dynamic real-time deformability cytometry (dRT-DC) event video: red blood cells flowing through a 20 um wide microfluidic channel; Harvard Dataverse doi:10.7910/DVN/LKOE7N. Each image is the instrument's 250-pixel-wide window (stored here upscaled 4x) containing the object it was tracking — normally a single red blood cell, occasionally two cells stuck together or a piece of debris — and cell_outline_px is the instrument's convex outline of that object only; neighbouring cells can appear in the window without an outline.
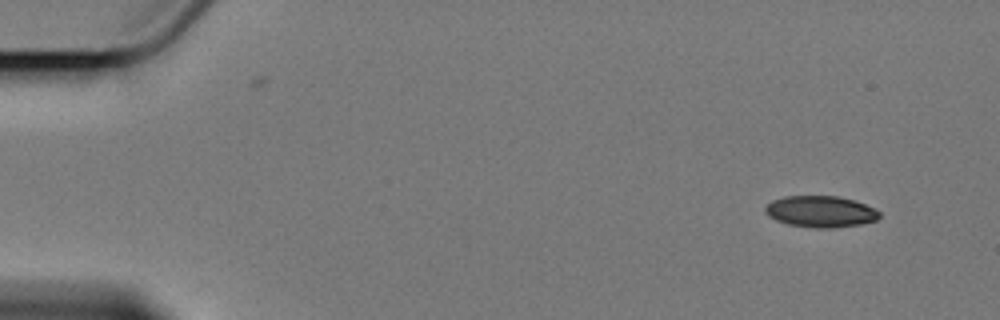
{"species": "Egyptian fruit bat (a non-hibernating species)", "species_latin": "Rousettus aegyptiacus", "temperature_condition": "cold", "stored_images_in_passage": 6, "camera_frame_rate_fps": 3000, "um_per_image_px": 0.085, "animal": {"sex": "female"}, "frame": {"image": 1, "passage_image": 2, "time_ms": 1.333, "image_size_px": [1000, 320], "cell_outline_px": [[880, 216], [876, 220], [860, 224], [836, 228], [812, 228], [788, 224], [776, 220], [768, 216], [764, 212], [764, 208], [772, 200], [784, 196], [836, 196], [852, 200], [864, 204], [880, 212]], "centroid_in_image_um": [69.71, 17.99], "position_along_channel_um": 15.3, "area_um2": 20.87}}
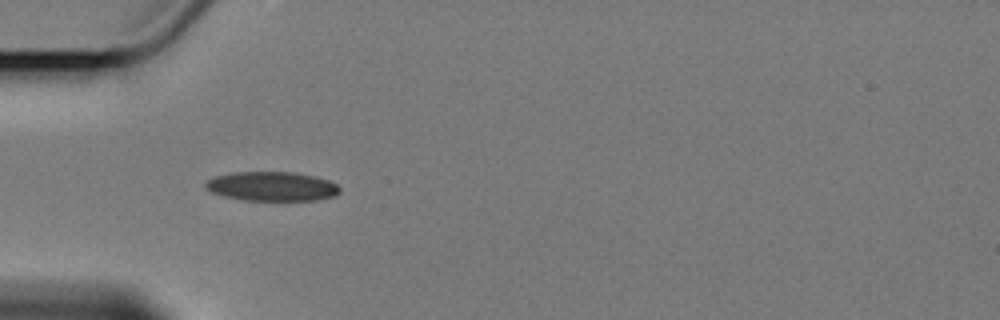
{"frame": {"image": 2, "passage_image": 5, "time_ms": 6.0, "image_size_px": [1000, 320], "cell_outline_px": [[340, 192], [332, 196], [316, 200], [244, 200], [224, 196], [212, 192], [204, 188], [204, 184], [208, 180], [216, 176], [232, 172], [292, 172], [316, 176], [328, 180], [336, 184], [340, 188]], "centroid_in_image_um": [23.1, 15.83], "position_along_channel_um": 61.9, "area_um2": 22.83}}
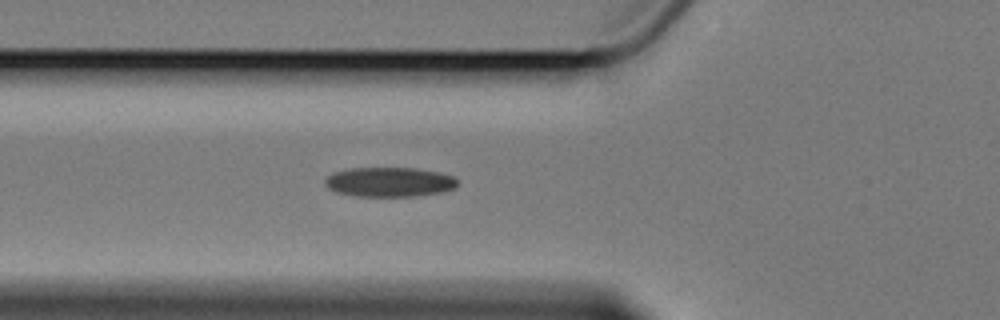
{"frame": {"image": 3, "passage_image": 6, "time_ms": 7.0, "image_size_px": [1000, 320], "cell_outline_px": [[456, 188], [440, 192], [412, 196], [356, 196], [336, 192], [328, 188], [324, 184], [324, 180], [332, 172], [352, 168], [416, 168], [440, 172], [452, 176], [456, 180]], "centroid_in_image_um": [33.06, 15.46], "position_along_channel_um": 92.7, "area_um2": 22.77}}